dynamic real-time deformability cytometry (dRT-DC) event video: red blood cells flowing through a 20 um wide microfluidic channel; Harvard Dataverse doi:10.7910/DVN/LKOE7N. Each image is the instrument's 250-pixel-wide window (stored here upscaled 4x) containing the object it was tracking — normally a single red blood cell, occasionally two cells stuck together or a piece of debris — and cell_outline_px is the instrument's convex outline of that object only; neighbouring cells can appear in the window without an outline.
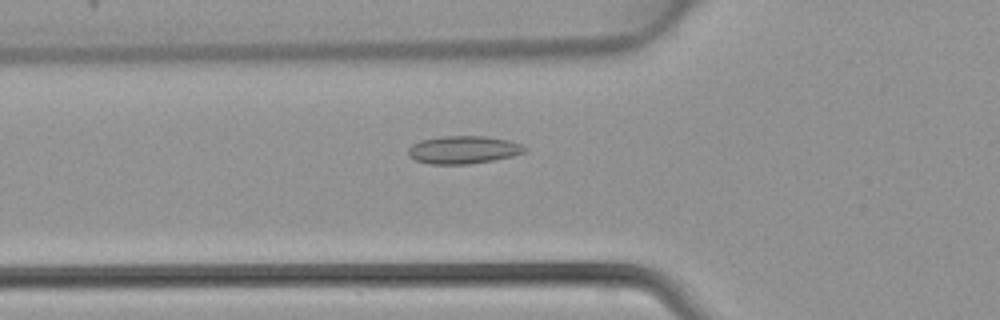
{"species": "common noctule bat (a hibernating species)", "species_latin": "Nyctalus noctula", "temperature_condition": "warm", "stored_images_in_passage": 45, "camera_frame_rate_fps": 3000, "um_per_image_px": 0.085, "animal": {"sex": "female", "body_mass_g": 22.7, "forearm_length_mm": 54.2}, "frame": {"image": 1, "passage_image": 16, "time_ms": 5.0, "image_size_px": [1000, 320], "cell_outline_px": [[528, 148], [524, 152], [512, 156], [492, 160], [468, 164], [428, 164], [416, 160], [408, 156], [408, 148], [412, 144], [420, 140], [440, 136], [488, 136], [508, 140], [520, 144]], "centroid_in_image_um": [39.35, 12.72], "position_along_channel_um": 86.4, "area_um2": 18.96}}
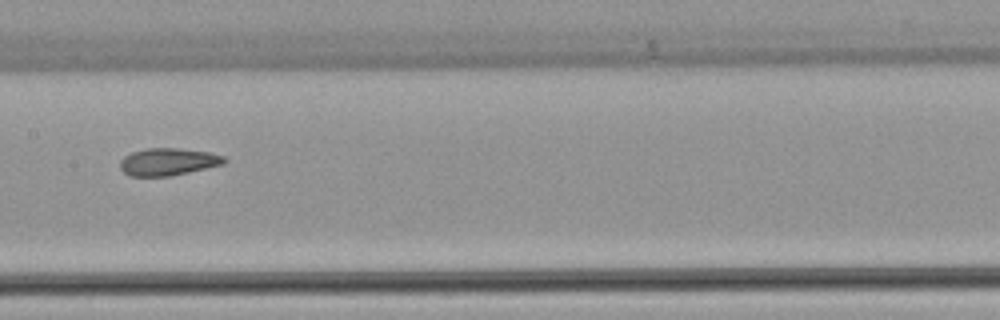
{"frame": {"image": 2, "passage_image": 23, "time_ms": 7.333, "image_size_px": [1000, 320], "cell_outline_px": [[228, 160], [224, 164], [188, 172], [168, 176], [128, 176], [120, 168], [120, 160], [124, 156], [132, 152], [148, 148], [176, 148], [208, 152], [224, 156]], "centroid_in_image_um": [14.28, 13.75], "position_along_channel_um": 193.1, "area_um2": 16.53}}
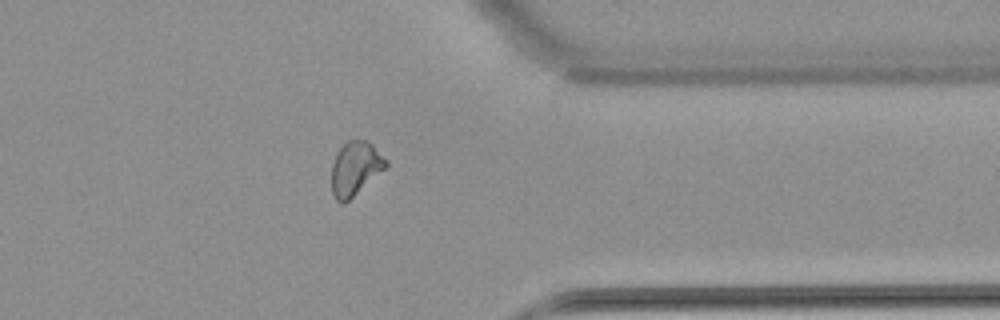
{"frame": {"image": 3, "passage_image": 36, "time_ms": 11.667, "image_size_px": [1000, 320], "cell_outline_px": [[388, 164], [384, 168], [344, 204], [340, 204], [336, 200], [332, 192], [332, 164], [336, 152], [348, 140], [368, 140], [388, 160]], "centroid_in_image_um": [30.18, 14.3], "position_along_channel_um": 381.2, "area_um2": 16.82}}